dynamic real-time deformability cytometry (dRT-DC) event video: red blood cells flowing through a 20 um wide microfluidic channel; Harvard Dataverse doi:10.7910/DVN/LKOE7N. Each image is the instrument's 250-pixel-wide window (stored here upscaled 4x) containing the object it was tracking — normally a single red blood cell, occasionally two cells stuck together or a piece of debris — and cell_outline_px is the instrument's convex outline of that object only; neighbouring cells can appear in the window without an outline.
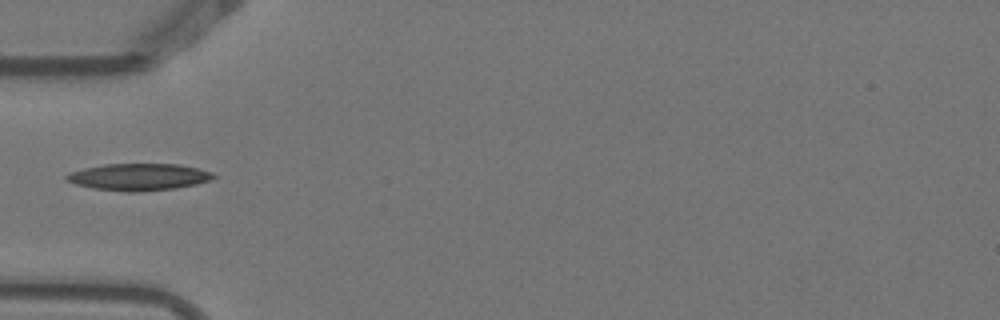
{"species": "Egyptian fruit bat (a non-hibernating species)", "species_latin": "Rousettus aegyptiacus", "temperature_condition": "warm", "stored_images_in_passage": 1, "camera_frame_rate_fps": 3000, "um_per_image_px": 0.085, "animal": {"sex": "female"}, "frame": {"image": 1, "passage_image": 1, "time_ms": 0.0, "image_size_px": [1000, 320], "cell_outline_px": [[216, 176], [208, 180], [196, 184], [176, 188], [136, 192], [128, 192], [92, 188], [76, 184], [68, 180], [64, 176], [72, 172], [84, 168], [104, 164], [180, 164], [212, 172]], "centroid_in_image_um": [11.79, 15.04], "position_along_channel_um": 73.2, "area_um2": 22.83}}